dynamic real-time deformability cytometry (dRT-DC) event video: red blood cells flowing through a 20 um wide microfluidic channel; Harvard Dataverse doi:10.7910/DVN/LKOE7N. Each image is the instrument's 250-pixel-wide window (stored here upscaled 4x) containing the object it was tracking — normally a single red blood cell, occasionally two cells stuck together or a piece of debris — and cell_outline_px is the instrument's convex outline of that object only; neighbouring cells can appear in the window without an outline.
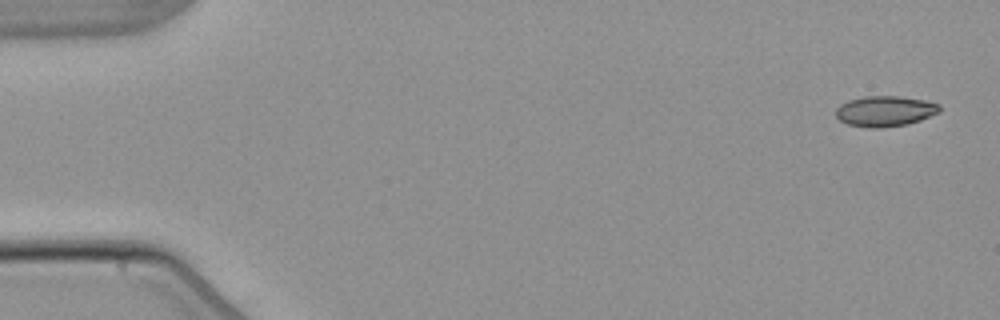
{"species": "common noctule bat (a hibernating species)", "species_latin": "Nyctalus noctula", "temperature_condition": "warm", "stored_images_in_passage": 3, "camera_frame_rate_fps": 3000, "um_per_image_px": 0.085, "animal": {"sex": "male", "body_mass_g": 21.5, "forearm_length_mm": 52.0}, "frame": {"image": 1, "passage_image": 1, "time_ms": 0.0, "image_size_px": [1000, 320], "cell_outline_px": [[940, 112], [920, 120], [908, 124], [880, 128], [868, 128], [848, 124], [840, 120], [836, 116], [836, 108], [840, 104], [848, 100], [864, 96], [900, 96], [924, 100], [940, 104]], "centroid_in_image_um": [75.22, 9.44], "position_along_channel_um": 9.8, "area_um2": 18.55}}
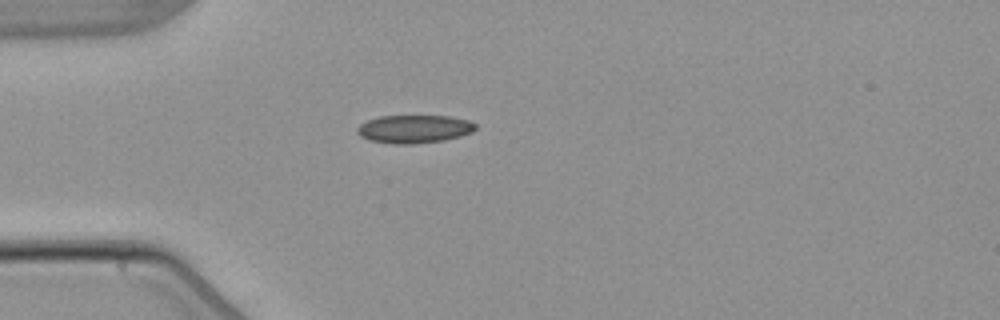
{"frame": {"image": 2, "passage_image": 3, "time_ms": 4.333, "image_size_px": [1000, 320], "cell_outline_px": [[476, 128], [472, 132], [460, 136], [444, 140], [412, 144], [392, 144], [368, 140], [360, 136], [356, 132], [356, 128], [360, 124], [368, 120], [380, 116], [448, 116], [468, 120], [476, 124]], "centroid_in_image_um": [35.18, 10.97], "position_along_channel_um": 49.8, "area_um2": 19.42}}